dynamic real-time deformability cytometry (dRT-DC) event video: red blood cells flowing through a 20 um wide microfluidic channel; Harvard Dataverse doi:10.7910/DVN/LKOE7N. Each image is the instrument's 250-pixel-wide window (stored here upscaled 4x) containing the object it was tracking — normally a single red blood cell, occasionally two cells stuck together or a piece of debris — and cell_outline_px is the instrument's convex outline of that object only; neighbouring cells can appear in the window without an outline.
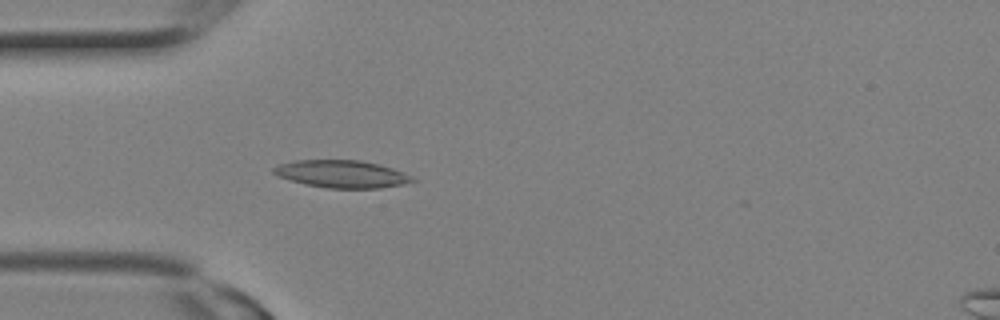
{"species": "Egyptian fruit bat (a non-hibernating species)", "species_latin": "Rousettus aegyptiacus", "temperature_condition": "room temperature", "stored_images_in_passage": 12, "camera_frame_rate_fps": 3000, "um_per_image_px": 0.085, "animal": {"sex": "female"}, "frame": {"image": 1, "passage_image": 7, "time_ms": 2.0, "image_size_px": [1000, 320], "cell_outline_px": [[420, 180], [404, 184], [380, 188], [328, 188], [304, 184], [280, 176], [272, 172], [272, 168], [280, 164], [296, 160], [360, 160], [380, 164], [392, 168], [412, 176]], "centroid_in_image_um": [29.1, 14.79], "position_along_channel_um": 55.9, "area_um2": 22.2}}
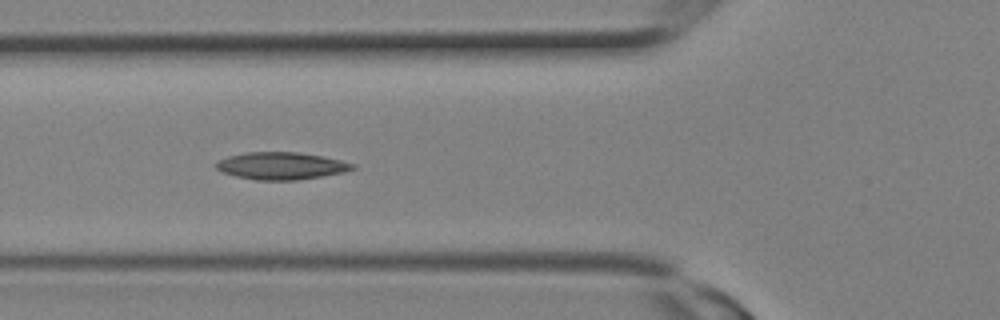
{"frame": {"image": 2, "passage_image": 9, "time_ms": 2.667, "image_size_px": [1000, 320], "cell_outline_px": [[356, 168], [344, 172], [296, 180], [256, 180], [236, 176], [224, 172], [216, 168], [212, 164], [228, 156], [244, 152], [300, 152], [324, 156], [356, 164]], "centroid_in_image_um": [23.9, 14.08], "position_along_channel_um": 101.9, "area_um2": 21.73}}
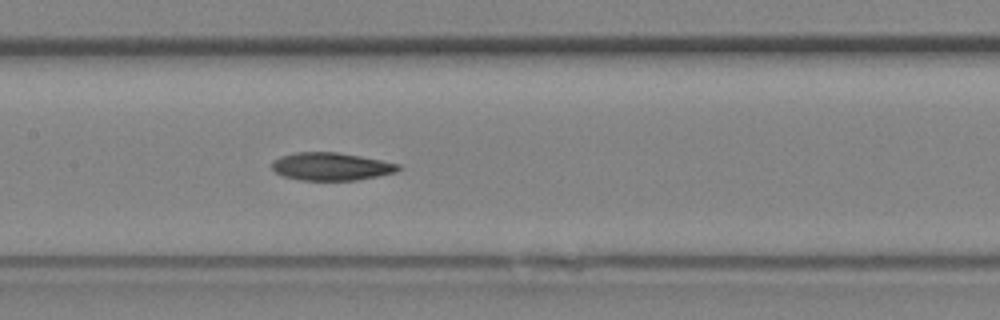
{"frame": {"image": 3, "passage_image": 12, "time_ms": 3.667, "image_size_px": [1000, 320], "cell_outline_px": [[400, 168], [396, 172], [356, 180], [300, 180], [284, 176], [276, 172], [272, 168], [272, 160], [280, 156], [296, 152], [336, 152], [360, 156], [400, 164]], "centroid_in_image_um": [28.12, 14.15], "position_along_channel_um": 179.3, "area_um2": 20.35}}